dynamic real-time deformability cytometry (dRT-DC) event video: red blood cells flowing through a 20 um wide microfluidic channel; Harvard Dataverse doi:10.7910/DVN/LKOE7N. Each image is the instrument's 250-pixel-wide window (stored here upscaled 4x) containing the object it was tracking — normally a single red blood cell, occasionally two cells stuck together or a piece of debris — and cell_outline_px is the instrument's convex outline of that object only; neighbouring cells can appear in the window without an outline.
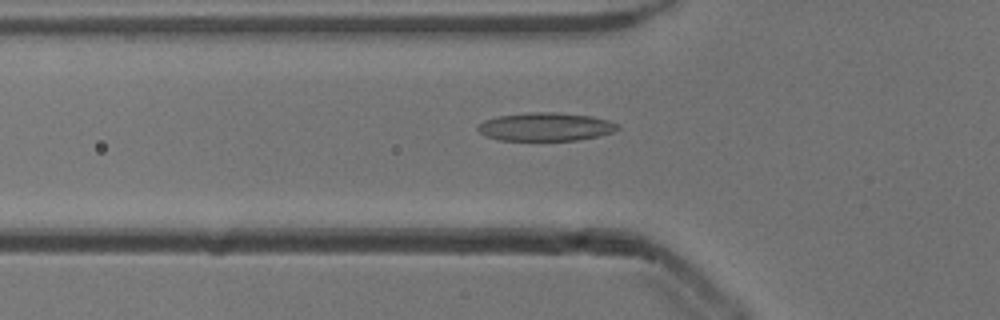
{"species": "common noctule bat (a hibernating species)", "species_latin": "Nyctalus noctula", "temperature_condition": "cold", "stored_images_in_passage": 53, "camera_frame_rate_fps": 3000, "um_per_image_px": 0.085, "animal": {"sex": "male", "body_mass_g": 13.3}, "frame": {"image": 1, "passage_image": 18, "time_ms": 5.667, "image_size_px": [1000, 320], "cell_outline_px": [[620, 128], [612, 132], [600, 136], [576, 140], [500, 140], [484, 136], [476, 128], [484, 120], [500, 116], [528, 112], [556, 112], [592, 116], [608, 120], [620, 124]], "centroid_in_image_um": [46.4, 10.77], "position_along_channel_um": 79.4, "area_um2": 23.12}}
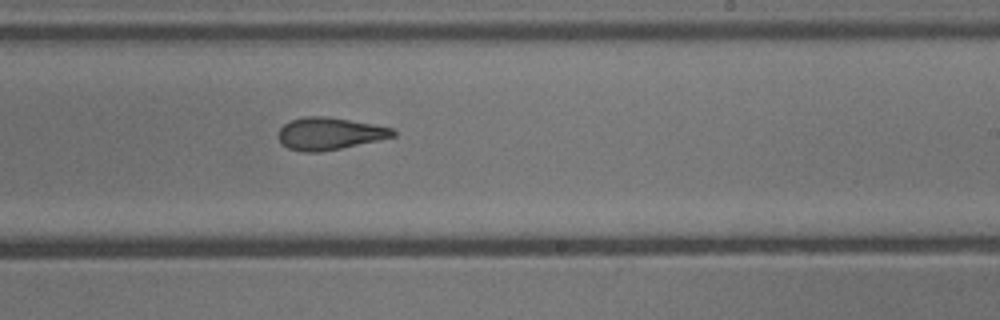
{"frame": {"image": 2, "passage_image": 32, "time_ms": 10.333, "image_size_px": [1000, 320], "cell_outline_px": [[396, 136], [380, 140], [340, 148], [316, 152], [300, 152], [288, 148], [280, 140], [280, 128], [284, 124], [292, 120], [304, 116], [328, 116], [372, 124], [392, 128], [396, 132]], "centroid_in_image_um": [28.03, 11.35], "position_along_channel_um": 261.0, "area_um2": 21.33}}
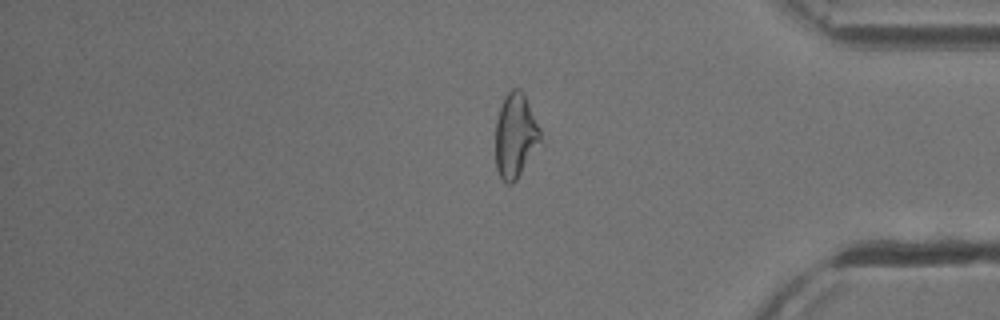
{"frame": {"image": 3, "passage_image": 44, "time_ms": 14.333, "image_size_px": [1000, 320], "cell_outline_px": [[540, 140], [516, 180], [512, 184], [508, 184], [500, 176], [496, 168], [496, 120], [504, 96], [512, 88], [520, 88], [524, 92], [540, 128]], "centroid_in_image_um": [43.79, 11.47], "position_along_channel_um": 391.4, "area_um2": 21.73}, "authors_computed_cell_mechanics": {"area_um2": 22.3686, "velocity_mm_per_s": 3.8658, "shape_relaxation_time_tau1_ms": 11.1988, "shape_relaxation_time_tau2_ms": 3.5157, "deformation_change_tau1": 0.2677, "deformation_change_tau2": 0.1231}}